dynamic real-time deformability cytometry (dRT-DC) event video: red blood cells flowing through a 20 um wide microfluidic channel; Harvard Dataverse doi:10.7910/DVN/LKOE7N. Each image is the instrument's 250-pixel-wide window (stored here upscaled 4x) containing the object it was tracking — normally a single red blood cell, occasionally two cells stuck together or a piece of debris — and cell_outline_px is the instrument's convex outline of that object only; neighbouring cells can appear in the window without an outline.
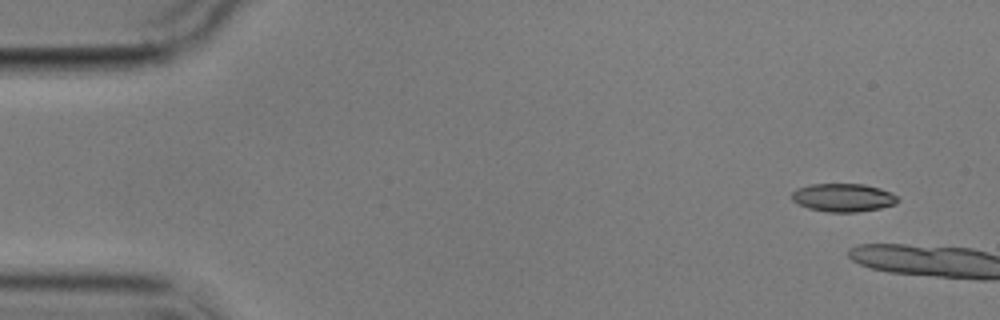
{"species": "common noctule bat (a hibernating species)", "species_latin": "Nyctalus noctula", "temperature_condition": "cold", "stored_images_in_passage": 2, "camera_frame_rate_fps": 3000, "um_per_image_px": 0.085, "animal": {"sex": "male", "body_mass_g": 17.9}, "frame": {"image": 1, "passage_image": 1, "time_ms": 0.0, "image_size_px": [1000, 320], "cell_outline_px": [[900, 200], [896, 204], [880, 208], [856, 212], [828, 212], [808, 208], [792, 200], [792, 192], [796, 188], [808, 184], [864, 184], [880, 188], [892, 192]], "centroid_in_image_um": [71.68, 16.79], "position_along_channel_um": 13.3, "area_um2": 17.51}}